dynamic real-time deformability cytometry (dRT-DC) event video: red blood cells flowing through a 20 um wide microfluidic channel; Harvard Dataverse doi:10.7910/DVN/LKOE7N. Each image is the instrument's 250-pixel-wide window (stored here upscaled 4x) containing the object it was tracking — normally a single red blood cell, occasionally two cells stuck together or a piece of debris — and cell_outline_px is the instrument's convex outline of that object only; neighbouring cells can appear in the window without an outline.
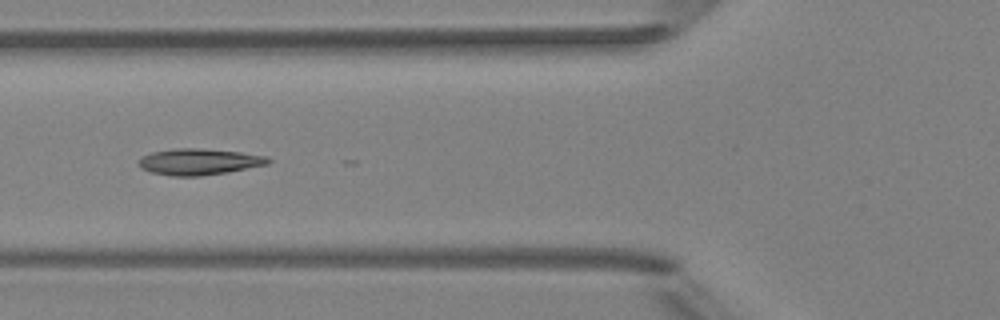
{"species": "Egyptian fruit bat (a non-hibernating species)", "species_latin": "Rousettus aegyptiacus", "temperature_condition": "room temperature", "stored_images_in_passage": 5, "camera_frame_rate_fps": 3000, "um_per_image_px": 0.085, "animal": {"sex": "female"}, "frame": {"image": 1, "passage_image": 5, "time_ms": 5.333, "image_size_px": [1000, 320], "cell_outline_px": [[272, 160], [268, 164], [228, 172], [200, 176], [172, 176], [152, 172], [140, 168], [140, 156], [152, 152], [176, 148], [196, 148], [240, 152], [268, 156]], "centroid_in_image_um": [16.93, 13.75], "position_along_channel_um": 108.9, "area_um2": 19.77}}